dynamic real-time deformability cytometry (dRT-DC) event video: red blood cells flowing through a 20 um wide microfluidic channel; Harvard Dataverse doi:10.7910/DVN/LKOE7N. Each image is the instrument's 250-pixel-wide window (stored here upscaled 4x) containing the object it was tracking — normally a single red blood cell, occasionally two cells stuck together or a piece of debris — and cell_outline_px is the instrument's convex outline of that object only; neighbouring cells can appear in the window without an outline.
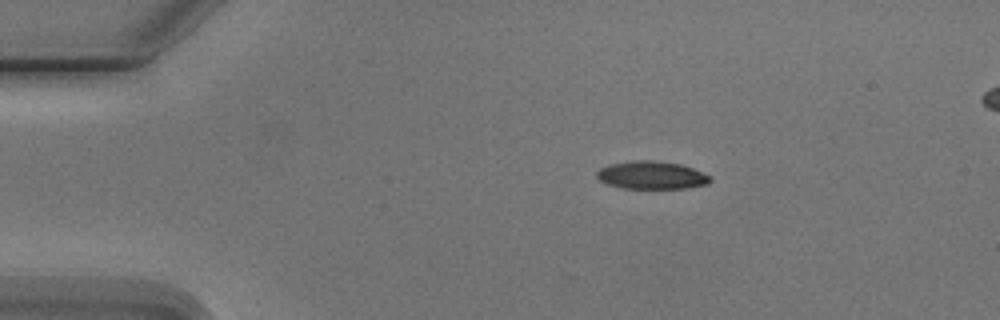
{"species": "Egyptian fruit bat (a non-hibernating species)", "species_latin": "Rousettus aegyptiacus", "temperature_condition": "cold", "stored_images_in_passage": 4, "segment_of_instrument_passage": [1, 2], "camera_frame_rate_fps": 3000, "um_per_image_px": 0.085, "animal": {"sex": "male"}, "frame": {"image": 1, "passage_image": 2, "time_ms": 1.0, "image_size_px": [1000, 320], "cell_outline_px": [[712, 180], [708, 184], [684, 188], [624, 188], [608, 184], [600, 180], [596, 176], [596, 172], [600, 168], [608, 164], [632, 160], [652, 160], [680, 164], [692, 168], [712, 176]], "centroid_in_image_um": [55.38, 14.88], "position_along_channel_um": 29.6, "area_um2": 18.44}}